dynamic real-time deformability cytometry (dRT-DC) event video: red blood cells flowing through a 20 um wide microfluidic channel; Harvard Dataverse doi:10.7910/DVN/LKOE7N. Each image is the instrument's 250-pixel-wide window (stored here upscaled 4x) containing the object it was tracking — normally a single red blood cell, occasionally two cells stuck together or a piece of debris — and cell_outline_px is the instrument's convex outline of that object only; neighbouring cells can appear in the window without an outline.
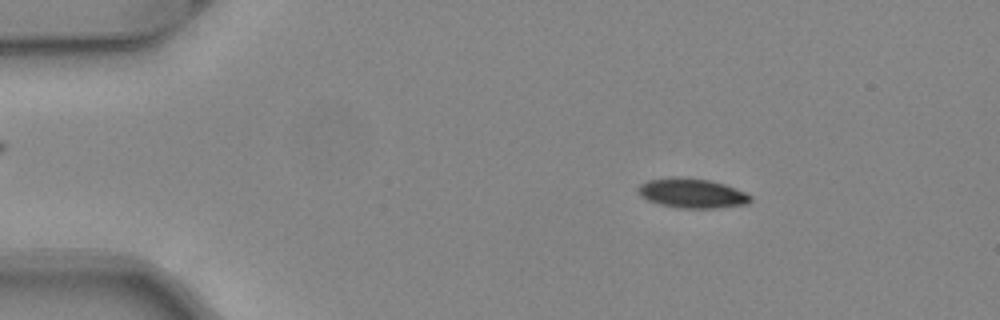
{"species": "common noctule bat (a hibernating species)", "species_latin": "Nyctalus noctula", "temperature_condition": "warm", "stored_images_in_passage": 50, "camera_frame_rate_fps": 3000, "um_per_image_px": 0.085, "animal": {"sex": "female", "body_mass_g": 24.6, "forearm_length_mm": 56.2}, "frame": {"image": 1, "passage_image": 8, "time_ms": 2.333, "image_size_px": [1000, 320], "cell_outline_px": [[752, 200], [748, 204], [716, 208], [680, 208], [660, 204], [648, 200], [640, 196], [636, 188], [640, 184], [648, 180], [676, 176], [708, 180], [724, 184], [744, 192], [752, 196]], "centroid_in_image_um": [58.8, 16.42], "position_along_channel_um": 26.2, "area_um2": 19.36}}
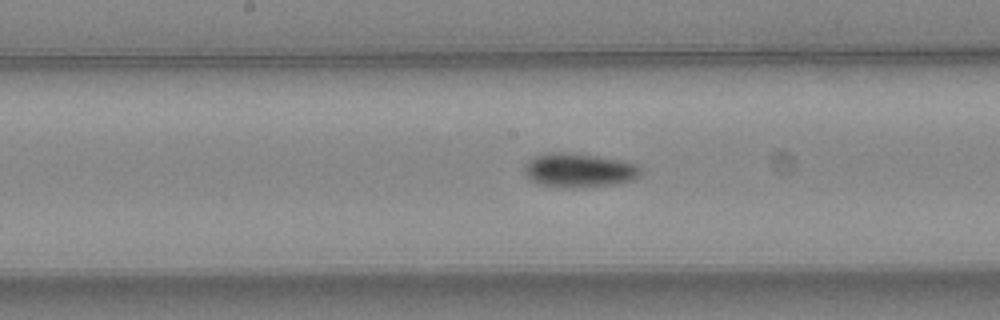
{"frame": {"image": 2, "passage_image": 26, "time_ms": 8.333, "image_size_px": [1000, 320], "cell_outline_px": [[644, 168], [640, 176], [632, 180], [612, 184], [584, 188], [556, 188], [540, 184], [528, 180], [524, 172], [524, 164], [528, 160], [536, 156], [548, 152], [596, 156], [620, 160], [636, 164]], "centroid_in_image_um": [49.2, 14.51], "position_along_channel_um": 199.0, "area_um2": 23.29}}
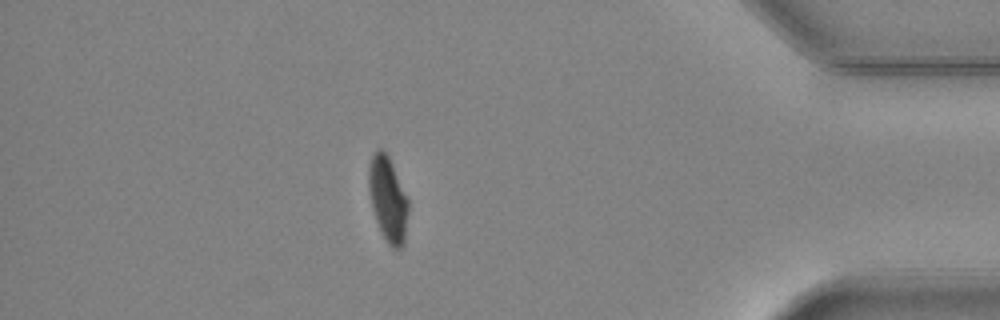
{"frame": {"image": 3, "passage_image": 44, "time_ms": 14.333, "image_size_px": [1000, 320], "cell_outline_px": [[408, 212], [404, 244], [400, 248], [392, 248], [388, 244], [376, 220], [372, 208], [368, 188], [368, 168], [372, 156], [376, 148], [380, 148], [388, 156], [392, 164], [408, 200]], "centroid_in_image_um": [32.96, 16.92], "position_along_channel_um": 402.2, "area_um2": 19.36}, "authors_computed_cell_mechanics": {"area_um2": 20.4034, "velocity_mm_per_s": 4.0796, "shape_relaxation_time_tau1_ms": 5.0394, "shape_relaxation_time_tau2_ms": 4.7263, "deformation_change_tau1": 0.1508, "deformation_change_tau2": 0.0932}}